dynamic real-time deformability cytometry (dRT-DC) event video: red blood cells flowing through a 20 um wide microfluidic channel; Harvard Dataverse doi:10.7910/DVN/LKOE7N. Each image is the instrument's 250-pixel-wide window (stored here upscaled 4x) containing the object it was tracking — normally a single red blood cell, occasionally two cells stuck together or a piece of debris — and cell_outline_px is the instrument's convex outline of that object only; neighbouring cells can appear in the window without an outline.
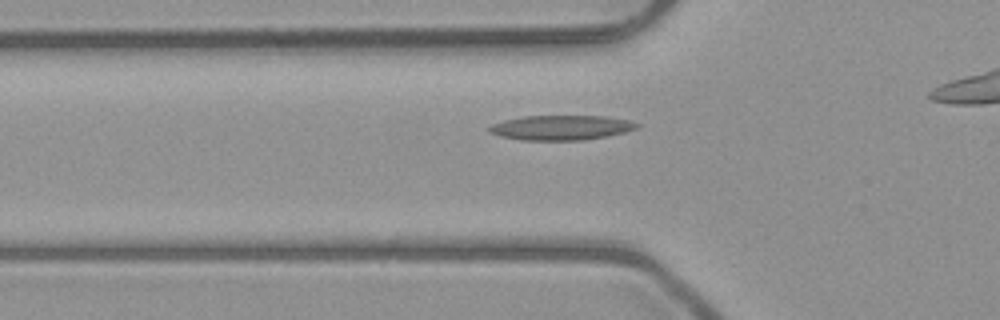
{"species": "common noctule bat (a hibernating species)", "species_latin": "Nyctalus noctula", "temperature_condition": "room temperature", "stored_images_in_passage": 33, "camera_frame_rate_fps": 3000, "um_per_image_px": 0.085, "animal": {"sex": "male", "body_mass_g": 23.1, "forearm_length_mm": 52.7}, "frame": {"image": 1, "passage_image": 9, "time_ms": 2.667, "image_size_px": [1000, 320], "cell_outline_px": [[640, 124], [636, 128], [624, 132], [608, 136], [584, 140], [520, 140], [500, 136], [488, 132], [488, 128], [492, 124], [504, 120], [524, 116], [604, 116], [632, 120]], "centroid_in_image_um": [47.7, 10.85], "position_along_channel_um": 78.1, "area_um2": 21.39}}
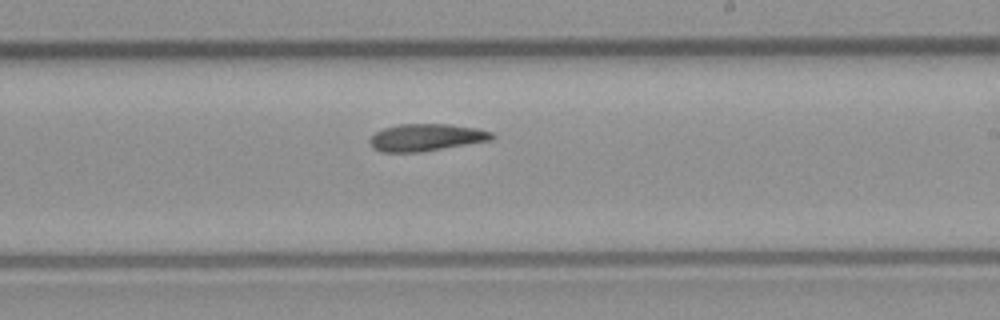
{"frame": {"image": 2, "passage_image": 22, "time_ms": 7.0, "image_size_px": [1000, 320], "cell_outline_px": [[496, 136], [492, 140], [420, 152], [380, 152], [372, 148], [368, 140], [376, 132], [384, 128], [400, 124], [448, 124], [476, 128], [492, 132]], "centroid_in_image_um": [36.21, 11.68], "position_along_channel_um": 252.8, "area_um2": 19.36}}
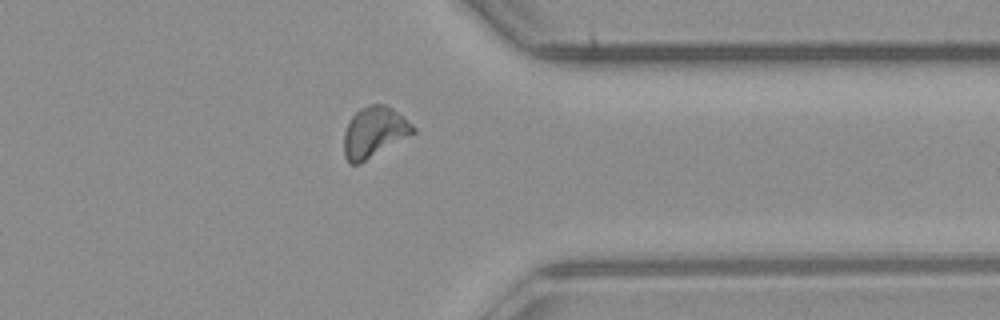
{"frame": {"image": 3, "passage_image": 32, "time_ms": 10.333, "image_size_px": [1000, 320], "cell_outline_px": [[416, 132], [360, 164], [348, 164], [344, 156], [344, 132], [348, 120], [360, 108], [368, 104], [388, 104], [412, 124], [416, 128]], "centroid_in_image_um": [31.79, 11.23], "position_along_channel_um": 379.6, "area_um2": 20.63}}